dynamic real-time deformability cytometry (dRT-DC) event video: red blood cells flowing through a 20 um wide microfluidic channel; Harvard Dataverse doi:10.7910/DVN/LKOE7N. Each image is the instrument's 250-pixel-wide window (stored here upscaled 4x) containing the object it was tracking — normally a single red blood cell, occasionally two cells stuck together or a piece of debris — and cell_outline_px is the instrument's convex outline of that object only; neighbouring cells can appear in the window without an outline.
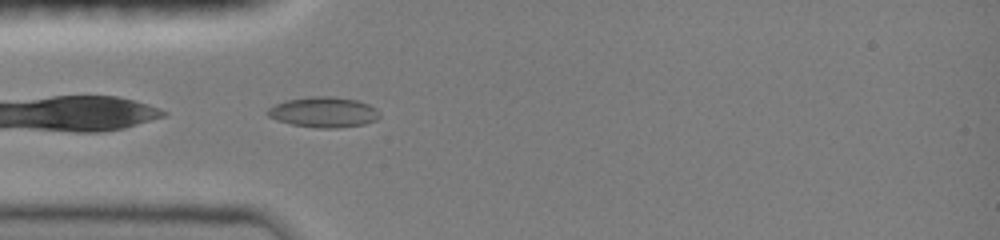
{"species": "common noctule bat (a hibernating species)", "species_latin": "Nyctalus noctula", "temperature_condition": "room temperature", "stored_images_in_passage": 30, "camera_frame_rate_fps": 3000, "um_per_image_px": 0.085, "animal": {"sex": "female", "body_mass_g": 19.0, "forearm_length_mm": 51.5}, "frame": {"image": 1, "passage_image": 1, "time_ms": 0.0, "image_size_px": [1000, 240], "cell_outline_px": [[380, 116], [376, 120], [364, 124], [336, 128], [316, 128], [292, 124], [276, 120], [268, 116], [264, 112], [268, 108], [284, 100], [312, 96], [332, 96], [356, 100], [368, 104], [376, 108], [380, 112]], "centroid_in_image_um": [27.49, 9.53], "position_along_channel_um": 57.5, "area_um2": 20.0}}
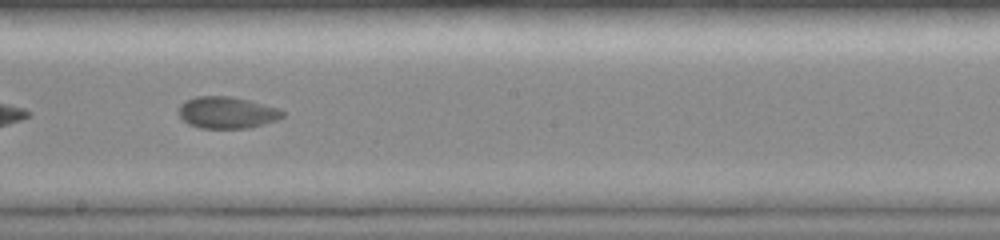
{"frame": {"image": 2, "passage_image": 13, "time_ms": 4.333, "image_size_px": [1000, 240], "cell_outline_px": [[284, 116], [276, 120], [264, 124], [248, 128], [200, 128], [188, 124], [180, 116], [180, 104], [184, 100], [196, 96], [232, 96], [280, 108], [284, 112]], "centroid_in_image_um": [19.3, 9.56], "position_along_channel_um": 228.9, "area_um2": 19.25}}
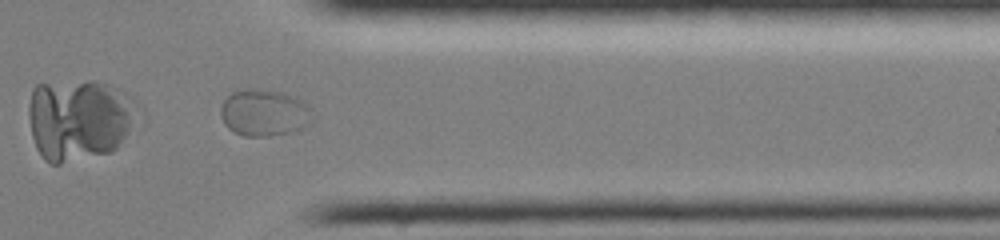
{"frame": {"image": 3, "passage_image": 24, "time_ms": 8.333, "image_size_px": [1000, 240], "cell_outline_px": [[316, 116], [304, 128], [292, 132], [268, 136], [244, 136], [232, 132], [224, 124], [220, 116], [220, 108], [224, 100], [232, 92], [248, 88], [256, 88], [284, 92], [296, 96], [304, 100], [308, 104]], "centroid_in_image_um": [22.5, 9.57], "position_along_channel_um": 388.9, "area_um2": 25.78}, "authors_computed_cell_mechanics": {"area_um2": 19.363, "velocity_mm_per_s": 3.9905, "shape_relaxation_time_tau1_ms": 6.6063, "shape_relaxation_time_tau2_ms": null, "deformation_change_tau1": 0.1136, "deformation_change_tau2": null}}